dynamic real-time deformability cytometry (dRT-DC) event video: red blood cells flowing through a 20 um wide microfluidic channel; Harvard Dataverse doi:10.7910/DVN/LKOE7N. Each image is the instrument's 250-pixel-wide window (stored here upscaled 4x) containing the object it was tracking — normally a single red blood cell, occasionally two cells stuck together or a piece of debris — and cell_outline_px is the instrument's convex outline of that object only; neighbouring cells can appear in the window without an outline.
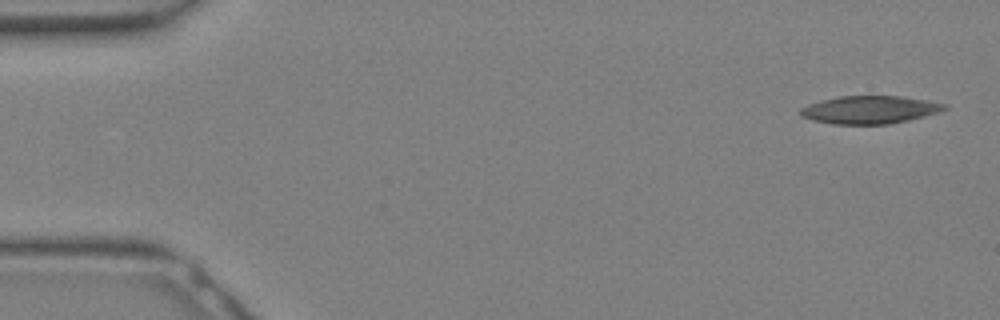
{"species": "Egyptian fruit bat (a non-hibernating species)", "species_latin": "Rousettus aegyptiacus", "temperature_condition": "warm", "stored_images_in_passage": 9, "camera_frame_rate_fps": 3000, "um_per_image_px": 0.085, "animal": {"sex": "female"}, "frame": {"image": 1, "passage_image": 1, "time_ms": 0.0, "image_size_px": [1000, 320], "cell_outline_px": [[948, 108], [924, 116], [892, 124], [832, 124], [812, 120], [800, 116], [800, 108], [808, 104], [820, 100], [840, 96], [900, 96], [928, 100], [948, 104]], "centroid_in_image_um": [73.91, 9.32], "position_along_channel_um": 11.1, "area_um2": 23.47}}
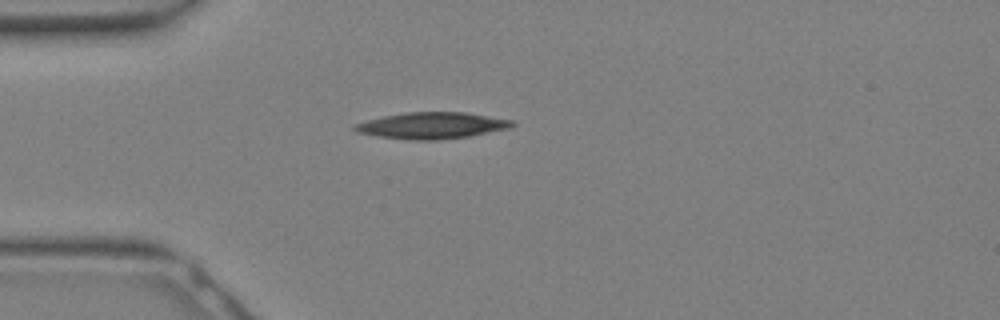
{"frame": {"image": 2, "passage_image": 8, "time_ms": 2.333, "image_size_px": [1000, 320], "cell_outline_px": [[516, 124], [508, 128], [468, 136], [436, 140], [408, 140], [380, 136], [356, 132], [352, 128], [352, 124], [384, 116], [408, 112], [464, 112], [512, 120]], "centroid_in_image_um": [36.67, 10.67], "position_along_channel_um": 48.3, "area_um2": 23.99}}